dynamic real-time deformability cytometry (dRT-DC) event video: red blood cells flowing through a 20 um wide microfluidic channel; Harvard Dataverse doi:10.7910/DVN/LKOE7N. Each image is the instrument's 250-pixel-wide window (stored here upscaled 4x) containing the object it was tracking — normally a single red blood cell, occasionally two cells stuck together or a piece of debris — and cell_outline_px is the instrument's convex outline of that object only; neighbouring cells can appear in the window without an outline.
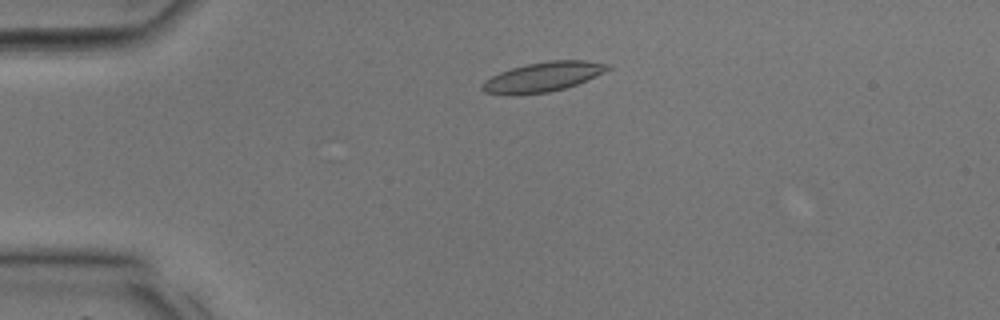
{"species": "common noctule bat (a hibernating species)", "species_latin": "Nyctalus noctula", "temperature_condition": "room temperature", "stored_images_in_passage": 30, "camera_frame_rate_fps": 3000, "um_per_image_px": 0.085, "animal": {"sex": "male", "body_mass_g": 17.9, "forearm_length_mm": 54.2}, "frame": {"image": 1, "passage_image": 3, "time_ms": 0.667, "image_size_px": [1000, 320], "cell_outline_px": [[612, 68], [596, 76], [576, 84], [564, 88], [548, 92], [484, 92], [480, 88], [480, 84], [484, 80], [500, 72], [512, 68], [528, 64], [552, 60], [588, 60], [612, 64]], "centroid_in_image_um": [46.25, 6.48], "position_along_channel_um": 38.8, "area_um2": 20.92}}
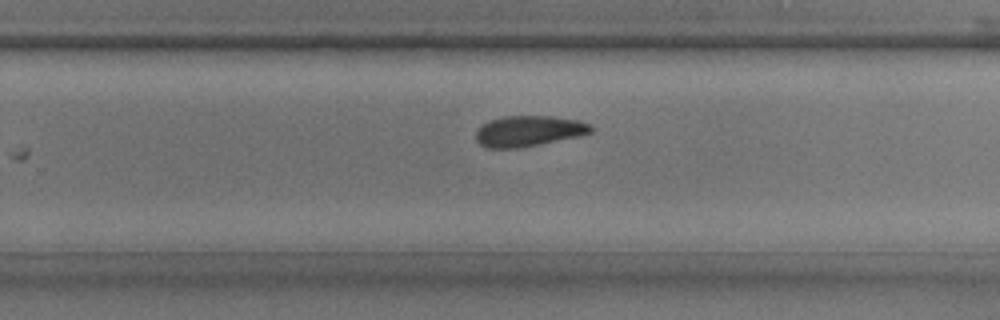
{"frame": {"image": 2, "passage_image": 18, "time_ms": 5.667, "image_size_px": [1000, 320], "cell_outline_px": [[592, 132], [580, 136], [520, 148], [484, 148], [476, 140], [476, 132], [488, 120], [504, 116], [548, 116], [580, 120], [592, 124]], "centroid_in_image_um": [44.95, 11.14], "position_along_channel_um": 284.8, "area_um2": 20.69}}
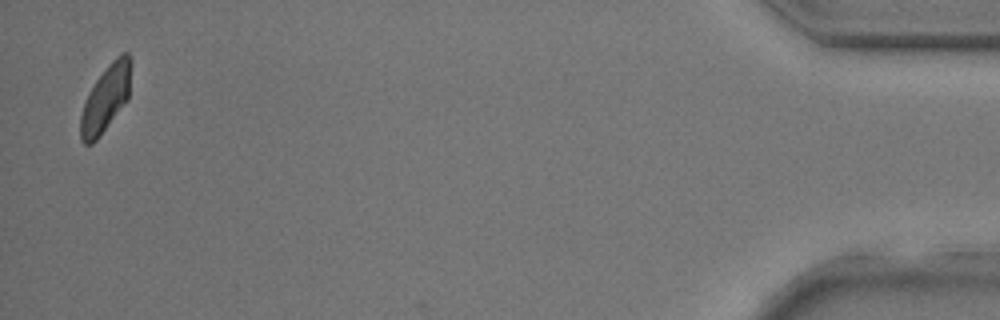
{"frame": {"image": 3, "passage_image": 30, "time_ms": 9.667, "image_size_px": [1000, 320], "cell_outline_px": [[132, 64], [128, 100], [96, 140], [92, 144], [84, 144], [80, 140], [80, 116], [84, 104], [96, 80], [108, 64], [120, 52], [128, 52], [132, 60]], "centroid_in_image_um": [9.01, 8.33], "position_along_channel_um": 426.2, "area_um2": 19.59}}